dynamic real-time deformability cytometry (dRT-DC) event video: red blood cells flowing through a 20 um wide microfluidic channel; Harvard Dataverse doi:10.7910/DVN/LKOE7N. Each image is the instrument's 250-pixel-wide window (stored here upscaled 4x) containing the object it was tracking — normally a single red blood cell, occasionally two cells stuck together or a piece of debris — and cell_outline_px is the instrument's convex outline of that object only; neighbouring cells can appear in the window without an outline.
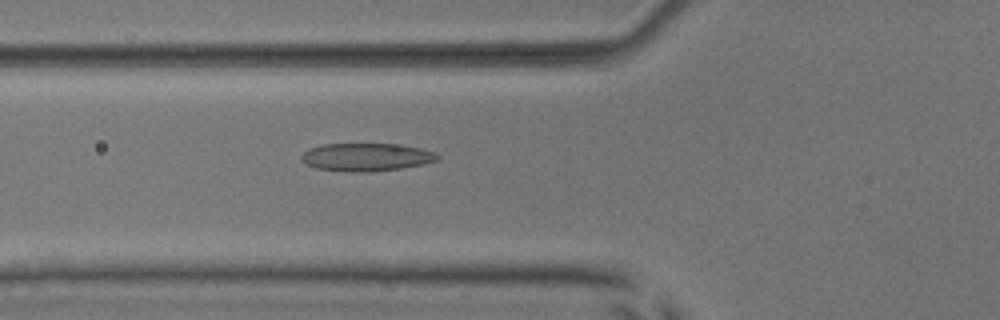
{"species": "common noctule bat (a hibernating species)", "species_latin": "Nyctalus noctula", "temperature_condition": "room temperature", "stored_images_in_passage": 52, "camera_frame_rate_fps": 3000, "um_per_image_px": 0.085, "animal": {"sex": "male", "body_mass_g": 17.9, "forearm_length_mm": 54.2}, "frame": {"image": 1, "passage_image": 19, "time_ms": 6.0, "image_size_px": [1000, 320], "cell_outline_px": [[440, 160], [400, 168], [368, 172], [348, 172], [316, 168], [300, 160], [300, 156], [308, 148], [324, 144], [396, 144], [420, 148], [436, 152], [440, 156]], "centroid_in_image_um": [31.12, 13.35], "position_along_channel_um": 94.7, "area_um2": 22.14}}
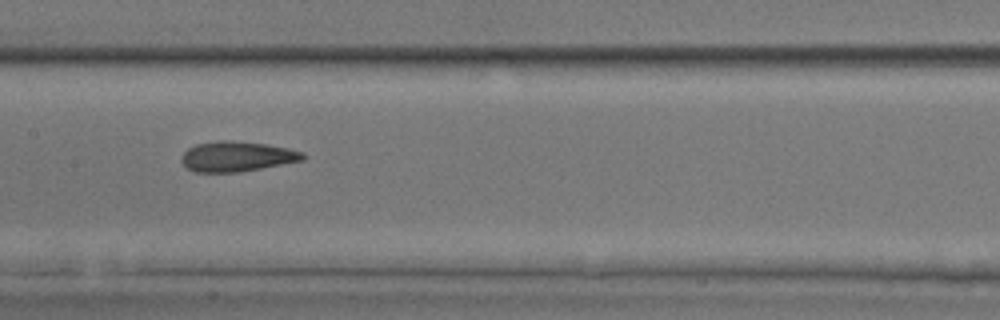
{"frame": {"image": 2, "passage_image": 26, "time_ms": 8.333, "image_size_px": [1000, 320], "cell_outline_px": [[308, 156], [304, 160], [240, 172], [196, 172], [188, 168], [180, 160], [180, 156], [188, 148], [196, 144], [224, 140], [228, 140], [268, 144], [288, 148], [304, 152]], "centroid_in_image_um": [20.16, 13.3], "position_along_channel_um": 187.2, "area_um2": 21.39}}
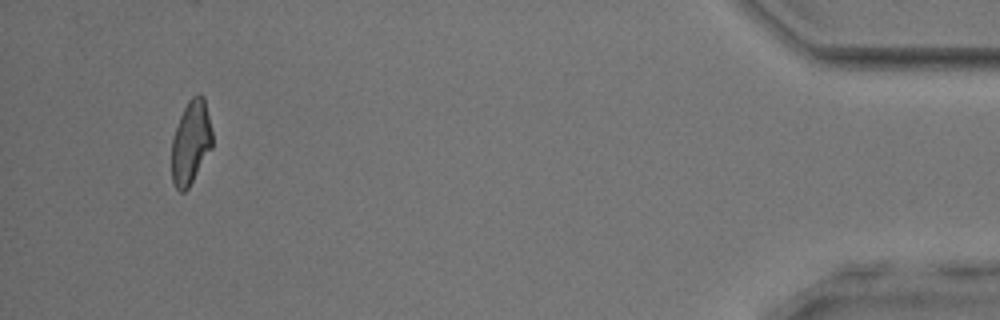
{"frame": {"image": 3, "passage_image": 49, "time_ms": 16.0, "image_size_px": [1000, 320], "cell_outline_px": [[212, 148], [188, 188], [184, 192], [180, 192], [176, 188], [172, 180], [172, 140], [180, 116], [188, 100], [196, 92], [200, 92], [204, 96], [212, 132]], "centroid_in_image_um": [16.23, 12.07], "position_along_channel_um": 419.0, "area_um2": 19.83}, "authors_computed_cell_mechanics": {"area_um2": 21.3571, "velocity_mm_per_s": 3.9627, "shape_relaxation_time_tau1_ms": null, "shape_relaxation_time_tau2_ms": 3.07, "deformation_change_tau1": null, "deformation_change_tau2": 0.1085}}